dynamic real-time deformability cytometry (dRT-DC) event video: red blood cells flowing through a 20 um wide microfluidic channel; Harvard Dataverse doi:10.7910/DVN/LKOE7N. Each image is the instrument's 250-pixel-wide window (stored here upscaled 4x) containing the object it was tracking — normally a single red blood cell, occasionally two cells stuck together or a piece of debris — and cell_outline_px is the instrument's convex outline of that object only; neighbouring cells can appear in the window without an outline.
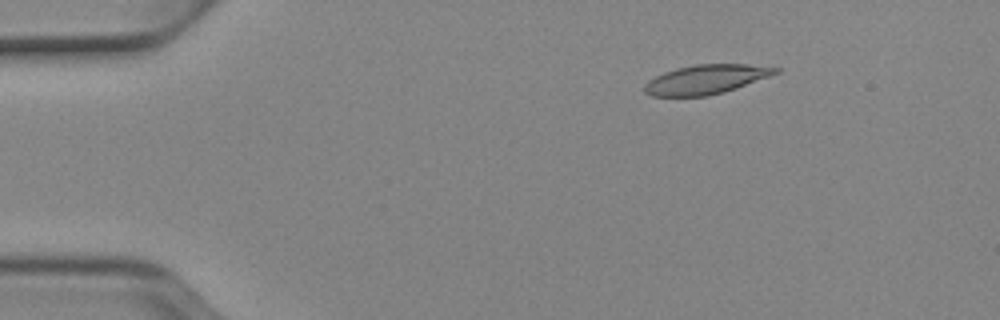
{"species": "Egyptian fruit bat (a non-hibernating species)", "species_latin": "Rousettus aegyptiacus", "temperature_condition": "cold", "stored_images_in_passage": 45, "camera_frame_rate_fps": 3000, "um_per_image_px": 0.085, "animal": {"sex": "female"}, "frame": {"image": 1, "passage_image": 1, "time_ms": 0.0, "image_size_px": [1000, 320], "cell_outline_px": [[780, 72], [736, 88], [724, 92], [708, 96], [652, 96], [644, 92], [644, 84], [648, 80], [664, 72], [676, 68], [696, 64], [748, 64], [780, 68]], "centroid_in_image_um": [59.99, 6.75], "position_along_channel_um": 25.0, "area_um2": 22.31}}
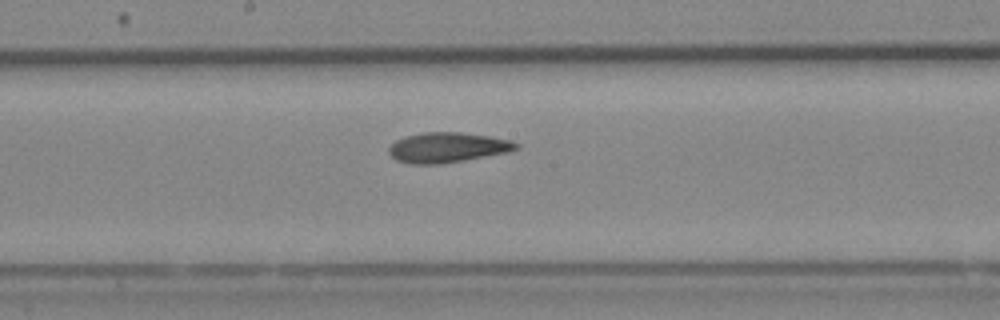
{"frame": {"image": 2, "passage_image": 21, "time_ms": 6.667, "image_size_px": [1000, 320], "cell_outline_px": [[520, 148], [508, 152], [464, 160], [440, 164], [412, 164], [396, 160], [388, 152], [388, 148], [396, 140], [404, 136], [424, 132], [460, 132], [488, 136], [512, 140], [520, 144]], "centroid_in_image_um": [38.04, 12.53], "position_along_channel_um": 210.2, "area_um2": 22.37}}
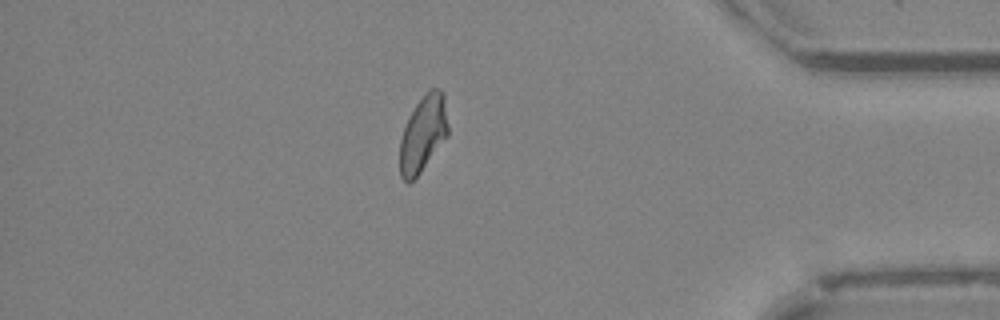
{"frame": {"image": 3, "passage_image": 38, "time_ms": 12.333, "image_size_px": [1000, 320], "cell_outline_px": [[448, 136], [420, 172], [408, 184], [400, 176], [400, 140], [408, 116], [416, 104], [428, 88], [440, 88], [444, 92], [448, 124]], "centroid_in_image_um": [35.97, 11.32], "position_along_channel_um": 399.2, "area_um2": 21.56}, "authors_computed_cell_mechanics": {"area_um2": 22.0796, "velocity_mm_per_s": 3.908, "shape_relaxation_time_tau1_ms": 7.5436, "shape_relaxation_time_tau2_ms": 4.3599, "deformation_change_tau1": 0.2074, "deformation_change_tau2": 0.1205}}